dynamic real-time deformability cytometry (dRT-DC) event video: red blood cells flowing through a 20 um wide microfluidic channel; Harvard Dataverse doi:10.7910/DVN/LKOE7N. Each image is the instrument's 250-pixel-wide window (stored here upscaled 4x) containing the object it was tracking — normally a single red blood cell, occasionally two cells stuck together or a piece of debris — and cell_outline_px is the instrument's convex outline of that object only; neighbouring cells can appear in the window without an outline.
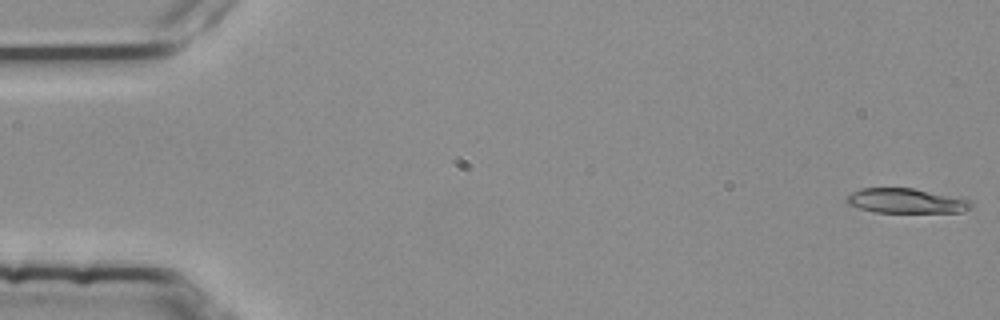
{"species": "common noctule bat (a hibernating species)", "species_latin": "Nyctalus noctula", "temperature_condition": "room temperature", "stored_images_in_passage": 4, "camera_frame_rate_fps": 3000, "um_per_image_px": 0.085, "animal": {"sex": "female", "body_mass_g": 25.1}, "frame": {"image": 1, "passage_image": 1, "time_ms": 0.0, "image_size_px": [1000, 320], "cell_outline_px": [[972, 208], [960, 212], [872, 212], [848, 204], [844, 200], [844, 196], [860, 188], [912, 188], [972, 200]], "centroid_in_image_um": [76.97, 17.07], "position_along_channel_um": 8.0, "area_um2": 17.98}}
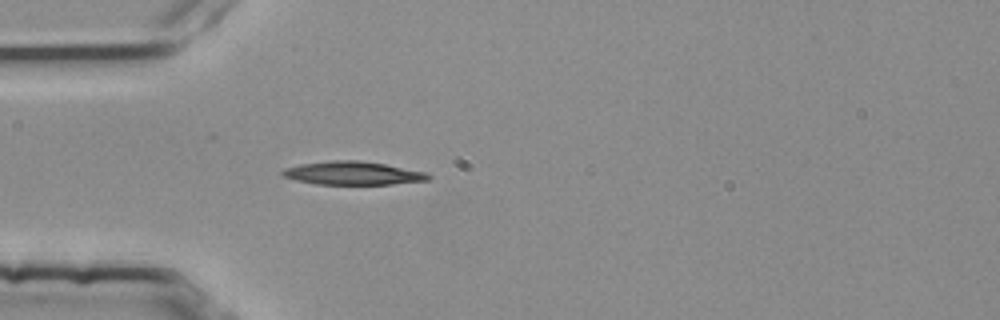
{"frame": {"image": 2, "passage_image": 4, "time_ms": 1.0, "image_size_px": [1000, 320], "cell_outline_px": [[432, 180], [392, 184], [316, 184], [296, 180], [284, 176], [280, 172], [284, 168], [300, 164], [332, 160], [360, 160], [384, 164], [428, 172], [432, 176]], "centroid_in_image_um": [30.04, 14.72], "position_along_channel_um": 55.0, "area_um2": 19.94}}